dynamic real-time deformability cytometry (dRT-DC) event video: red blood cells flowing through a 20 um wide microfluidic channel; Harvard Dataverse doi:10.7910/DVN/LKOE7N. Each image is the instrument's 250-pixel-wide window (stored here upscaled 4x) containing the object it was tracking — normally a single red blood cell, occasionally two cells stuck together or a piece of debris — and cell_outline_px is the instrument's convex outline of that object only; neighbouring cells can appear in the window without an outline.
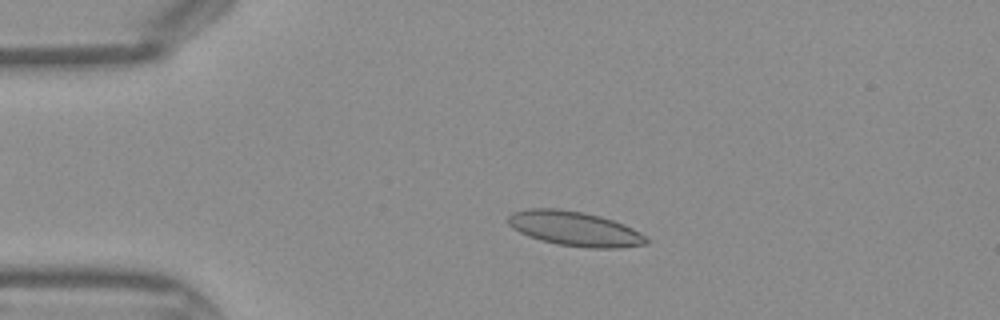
{"species": "Egyptian fruit bat (a non-hibernating species)", "species_latin": "Rousettus aegyptiacus", "temperature_condition": "warm", "stored_images_in_passage": 43, "camera_frame_rate_fps": 3000, "um_per_image_px": 0.085, "frame": {"image": 1, "passage_image": 9, "time_ms": 2.667, "image_size_px": [1000, 320], "cell_outline_px": [[648, 244], [616, 248], [588, 248], [560, 244], [540, 240], [528, 236], [512, 228], [508, 224], [508, 216], [512, 212], [528, 208], [556, 208], [580, 212], [600, 216], [624, 224], [640, 232], [648, 240]], "centroid_in_image_um": [48.83, 19.44], "position_along_channel_um": 36.2, "area_um2": 27.74}}
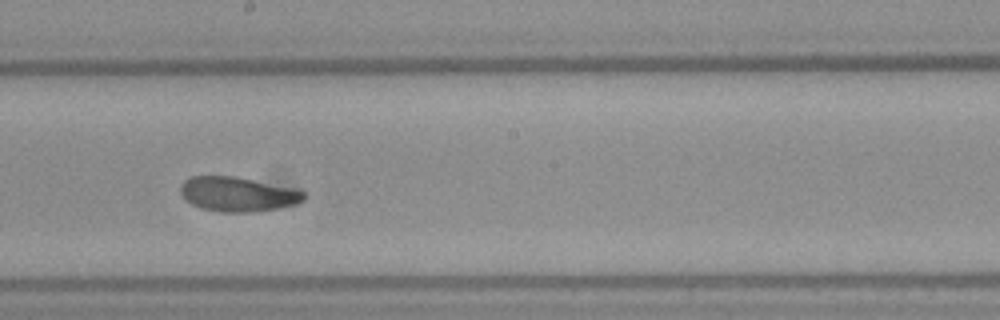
{"frame": {"image": 2, "passage_image": 24, "time_ms": 7.667, "image_size_px": [1000, 320], "cell_outline_px": [[308, 196], [304, 200], [296, 204], [256, 212], [220, 212], [200, 208], [192, 204], [180, 192], [180, 184], [184, 180], [192, 176], [232, 176], [300, 188], [308, 192]], "centroid_in_image_um": [20.29, 16.5], "position_along_channel_um": 227.9, "area_um2": 25.26}}
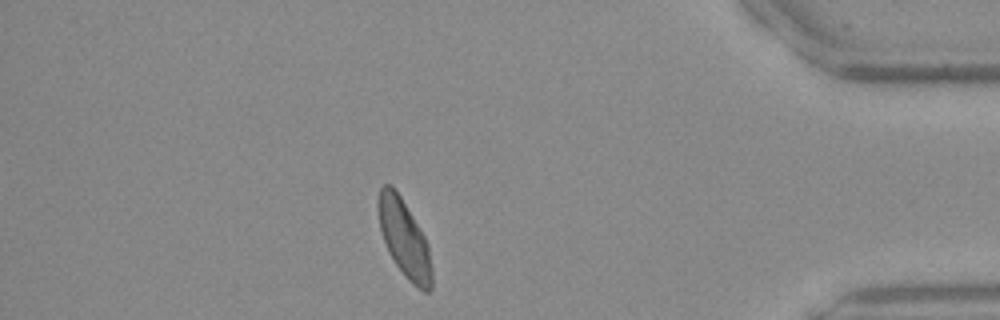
{"frame": {"image": 3, "passage_image": 38, "time_ms": 12.333, "image_size_px": [1000, 320], "cell_outline_px": [[432, 288], [428, 292], [424, 292], [412, 284], [404, 276], [388, 252], [380, 228], [376, 204], [376, 200], [380, 188], [384, 184], [392, 184], [400, 196], [424, 236], [428, 244], [432, 268]], "centroid_in_image_um": [34.35, 20.28], "position_along_channel_um": 400.9, "area_um2": 24.22}}